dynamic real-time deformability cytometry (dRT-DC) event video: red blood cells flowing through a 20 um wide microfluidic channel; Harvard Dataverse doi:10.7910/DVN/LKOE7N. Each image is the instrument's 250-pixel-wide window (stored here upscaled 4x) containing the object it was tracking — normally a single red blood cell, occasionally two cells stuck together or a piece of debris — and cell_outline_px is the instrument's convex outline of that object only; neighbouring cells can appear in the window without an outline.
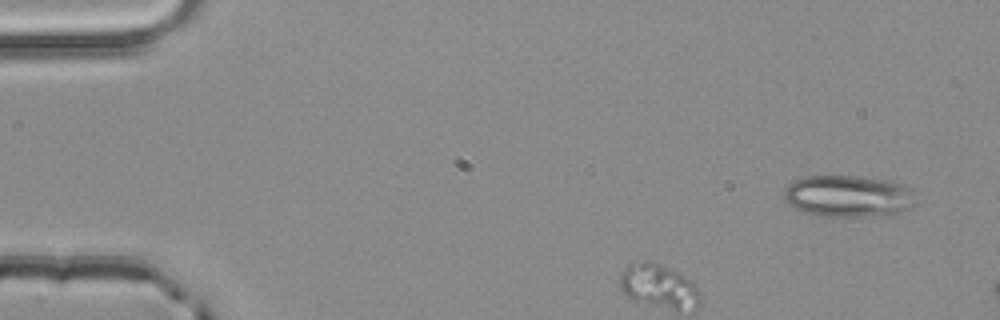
{"species": "common noctule bat (a hibernating species)", "species_latin": "Nyctalus noctula", "temperature_condition": "room temperature", "stored_images_in_passage": 3, "camera_frame_rate_fps": 3000, "um_per_image_px": 0.085, "animal": {"sex": "male", "body_mass_g": 20.4}, "frame": {"image": 1, "passage_image": 1, "time_ms": 0.0, "image_size_px": [1000, 320], "cell_outline_px": [[912, 204], [896, 212], [864, 216], [824, 216], [800, 212], [784, 200], [784, 192], [788, 184], [796, 180], [808, 176], [852, 176], [884, 180], [900, 184], [912, 192]], "centroid_in_image_um": [71.96, 16.67], "position_along_channel_um": 13.0, "area_um2": 31.04}}
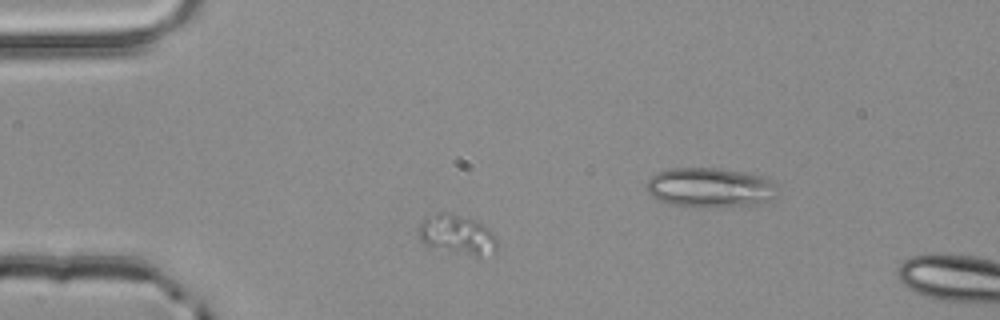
{"frame": {"image": 2, "passage_image": 2, "time_ms": 0.333, "image_size_px": [1000, 320], "cell_outline_px": [[496, 248], [480, 256], [476, 256], [424, 244], [416, 236], [420, 224], [424, 216], [436, 212], [452, 212], [476, 220], [488, 228], [496, 236]], "centroid_in_image_um": [38.79, 19.87], "position_along_channel_um": 46.2, "area_um2": 17.98}}